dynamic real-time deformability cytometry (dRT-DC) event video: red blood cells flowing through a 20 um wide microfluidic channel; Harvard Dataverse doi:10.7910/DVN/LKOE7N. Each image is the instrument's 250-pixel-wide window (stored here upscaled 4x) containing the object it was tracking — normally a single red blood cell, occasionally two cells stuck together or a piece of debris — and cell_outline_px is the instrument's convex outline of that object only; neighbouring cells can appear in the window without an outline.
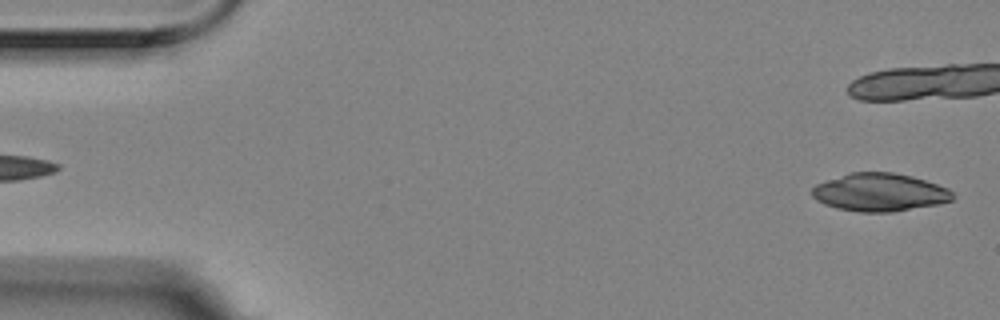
{"species": "Egyptian fruit bat (a non-hibernating species)", "species_latin": "Rousettus aegyptiacus", "temperature_condition": "room temperature", "stored_images_in_passage": 5, "camera_frame_rate_fps": 3000, "um_per_image_px": 0.085, "animal": {"sex": "female"}, "frame": {"image": 1, "passage_image": 5, "time_ms": 1.333, "image_size_px": [1000, 320], "cell_outline_px": [[956, 196], [952, 200], [940, 204], [892, 212], [860, 212], [836, 208], [824, 204], [816, 200], [812, 196], [812, 188], [816, 184], [852, 172], [892, 172], [912, 176], [948, 188]], "centroid_in_image_um": [74.79, 16.36], "position_along_channel_um": 10.2, "area_um2": 31.1}}